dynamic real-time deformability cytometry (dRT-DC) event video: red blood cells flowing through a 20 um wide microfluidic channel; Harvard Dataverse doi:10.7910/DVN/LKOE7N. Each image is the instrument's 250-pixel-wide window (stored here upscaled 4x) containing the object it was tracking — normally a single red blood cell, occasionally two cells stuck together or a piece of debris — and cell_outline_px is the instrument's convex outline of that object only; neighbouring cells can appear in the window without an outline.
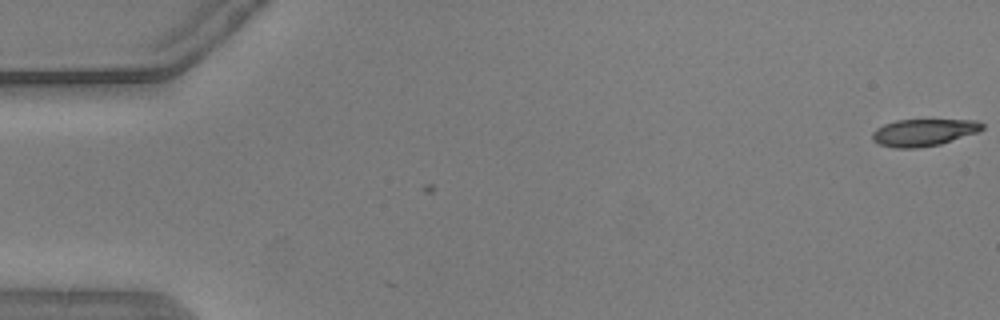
{"species": "common noctule bat (a hibernating species)", "species_latin": "Nyctalus noctula", "temperature_condition": "warm", "stored_images_in_passage": 2, "camera_frame_rate_fps": 3000, "um_per_image_px": 0.085, "animal": {"sex": "male", "body_mass_g": 20.5, "forearm_length_mm": 52.5}, "frame": {"image": 1, "passage_image": 2, "time_ms": 0.333, "image_size_px": [1000, 320], "cell_outline_px": [[984, 128], [980, 132], [940, 144], [916, 148], [892, 148], [880, 144], [872, 140], [872, 132], [876, 128], [884, 124], [896, 120], [976, 120], [984, 124]], "centroid_in_image_um": [78.52, 11.26], "position_along_channel_um": 6.5, "area_um2": 17.46}}